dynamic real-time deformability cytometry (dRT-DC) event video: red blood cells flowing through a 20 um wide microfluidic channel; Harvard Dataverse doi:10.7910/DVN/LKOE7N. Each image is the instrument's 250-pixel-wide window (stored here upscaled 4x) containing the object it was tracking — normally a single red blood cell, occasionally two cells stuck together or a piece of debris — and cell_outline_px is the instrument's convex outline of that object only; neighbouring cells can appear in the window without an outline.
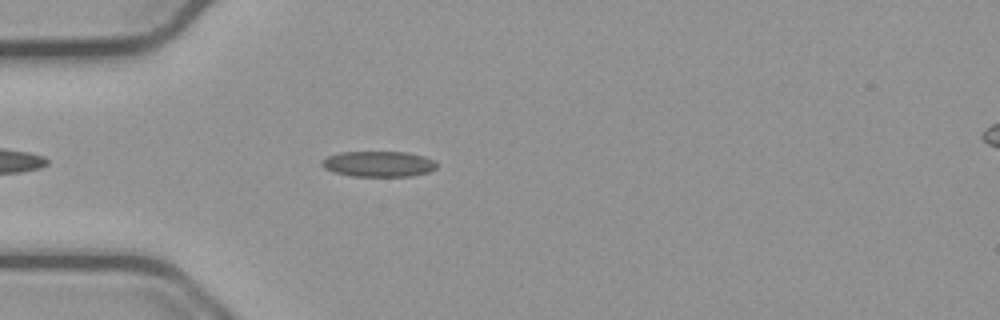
{"species": "common noctule bat (a hibernating species)", "species_latin": "Nyctalus noctula", "temperature_condition": "cold", "stored_images_in_passage": 20, "camera_frame_rate_fps": 3000, "um_per_image_px": 0.085, "animal": {"sex": "male", "body_mass_g": 23.1, "forearm_length_mm": 52.7}, "frame": {"image": 1, "passage_image": 6, "time_ms": 1.667, "image_size_px": [1000, 320], "cell_outline_px": [[436, 168], [428, 172], [412, 176], [352, 176], [332, 172], [324, 168], [320, 164], [328, 156], [340, 152], [408, 152], [424, 156], [432, 160], [436, 164]], "centroid_in_image_um": [32.16, 13.94], "position_along_channel_um": 52.8, "area_um2": 17.11}}
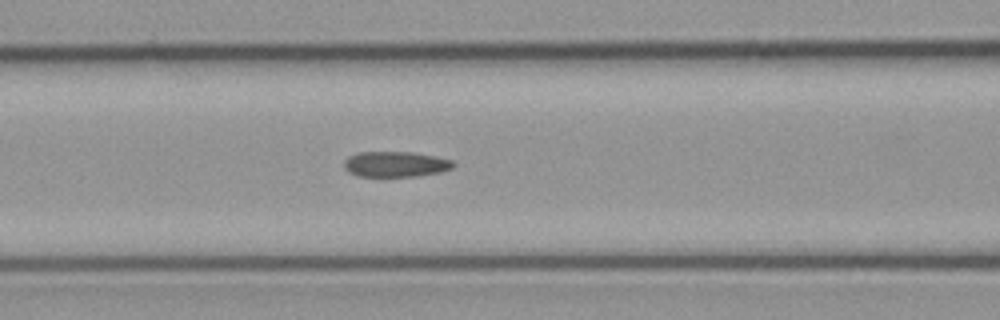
{"frame": {"image": 2, "passage_image": 13, "time_ms": 4.0, "image_size_px": [1000, 320], "cell_outline_px": [[456, 164], [452, 168], [440, 172], [420, 176], [356, 176], [348, 172], [344, 168], [344, 160], [348, 156], [360, 152], [412, 152], [452, 160]], "centroid_in_image_um": [33.6, 13.96], "position_along_channel_um": 133.0, "area_um2": 16.24}}
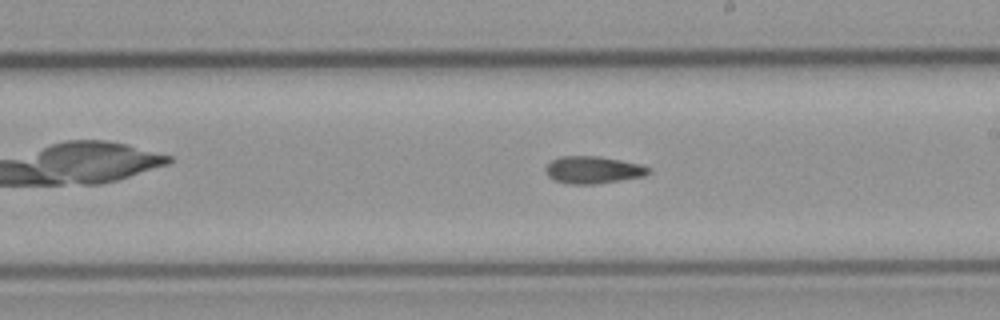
{"frame": {"image": 3, "passage_image": 18, "time_ms": 5.667, "image_size_px": [1000, 320], "cell_outline_px": [[652, 172], [644, 176], [596, 184], [564, 184], [548, 176], [544, 168], [552, 160], [560, 156], [600, 156], [640, 164], [652, 168]], "centroid_in_image_um": [50.42, 14.44], "position_along_channel_um": 238.6, "area_um2": 16.47}}